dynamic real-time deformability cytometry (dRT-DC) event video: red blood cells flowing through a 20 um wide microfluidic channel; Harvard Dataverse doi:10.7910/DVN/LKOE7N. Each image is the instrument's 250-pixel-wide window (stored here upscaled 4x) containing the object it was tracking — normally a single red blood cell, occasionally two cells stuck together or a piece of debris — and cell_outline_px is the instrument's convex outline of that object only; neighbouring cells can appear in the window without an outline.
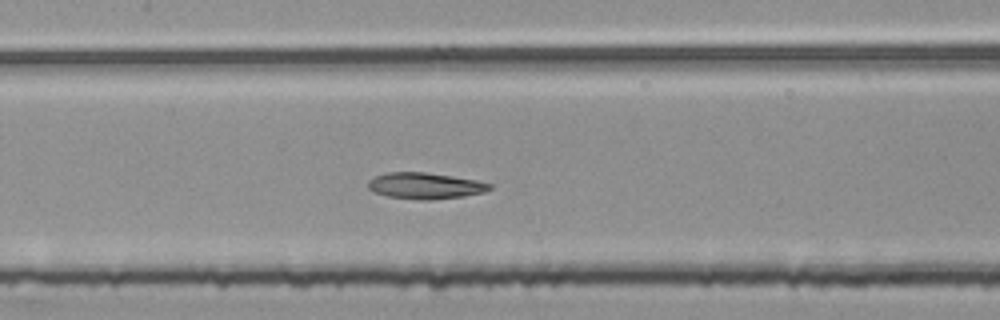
{"species": "common noctule bat (a hibernating species)", "species_latin": "Nyctalus noctula", "temperature_condition": "room temperature", "stored_images_in_passage": 49, "camera_frame_rate_fps": 3000, "um_per_image_px": 0.085, "animal": {"sex": "female", "body_mass_g": 25.1}, "frame": {"image": 1, "passage_image": 24, "time_ms": 7.667, "image_size_px": [1000, 320], "cell_outline_px": [[492, 188], [484, 192], [464, 196], [432, 200], [420, 200], [388, 196], [376, 192], [368, 188], [368, 180], [376, 176], [388, 172], [424, 172], [452, 176], [476, 180], [492, 184]], "centroid_in_image_um": [36.15, 15.79], "position_along_channel_um": 171.2, "area_um2": 18.5}}
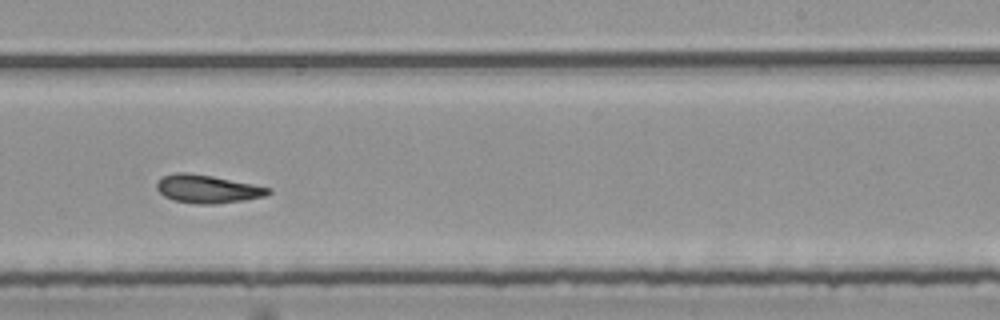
{"frame": {"image": 2, "passage_image": 32, "time_ms": 10.333, "image_size_px": [1000, 320], "cell_outline_px": [[272, 192], [264, 196], [244, 200], [216, 204], [196, 204], [172, 200], [164, 196], [156, 188], [156, 184], [164, 176], [176, 172], [188, 172], [252, 184], [272, 188]], "centroid_in_image_um": [17.62, 16.07], "position_along_channel_um": 271.4, "area_um2": 18.15}}
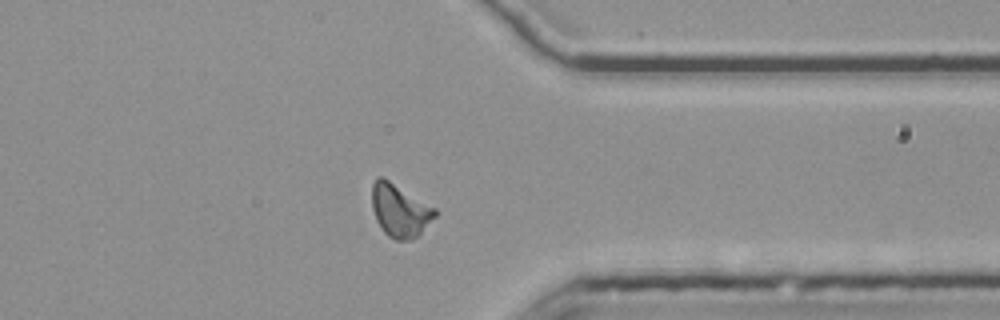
{"frame": {"image": 3, "passage_image": 41, "time_ms": 13.333, "image_size_px": [1000, 320], "cell_outline_px": [[436, 216], [416, 236], [408, 240], [396, 240], [388, 236], [384, 232], [376, 220], [372, 208], [372, 184], [376, 176], [384, 176], [436, 208]], "centroid_in_image_um": [33.96, 17.84], "position_along_channel_um": 377.4, "area_um2": 19.48}, "authors_computed_cell_mechanics": {"area_um2": 18.6116, "velocity_mm_per_s": 3.7727, "shape_relaxation_time_tau1_ms": null, "shape_relaxation_time_tau2_ms": 2.7589, "deformation_change_tau1": null, "deformation_change_tau2": 0.1062}}